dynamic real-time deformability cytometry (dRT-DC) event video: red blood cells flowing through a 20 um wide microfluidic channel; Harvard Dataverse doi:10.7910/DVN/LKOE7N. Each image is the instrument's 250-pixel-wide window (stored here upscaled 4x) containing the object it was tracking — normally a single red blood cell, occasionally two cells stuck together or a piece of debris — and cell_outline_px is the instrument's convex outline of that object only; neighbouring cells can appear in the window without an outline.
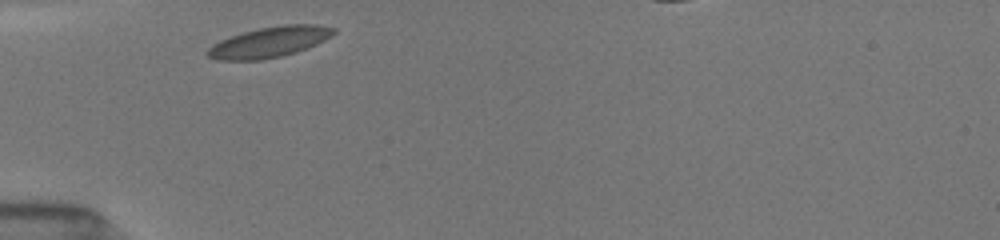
{"species": "common noctule bat (a hibernating species)", "species_latin": "Nyctalus noctula", "temperature_condition": "room temperature", "stored_images_in_passage": 4, "camera_frame_rate_fps": 3000, "um_per_image_px": 0.085, "animal": {"sex": "female", "body_mass_g": 19.5, "forearm_length_mm": 54.1}, "frame": {"image": 1, "passage_image": 1, "time_ms": 0.0, "image_size_px": [1000, 240], "cell_outline_px": [[336, 32], [332, 36], [316, 44], [296, 52], [280, 56], [260, 60], [216, 60], [208, 56], [204, 52], [212, 44], [220, 40], [244, 32], [260, 28], [284, 24], [316, 24], [336, 28]], "centroid_in_image_um": [22.9, 3.57], "position_along_channel_um": 62.1, "area_um2": 22.43}}
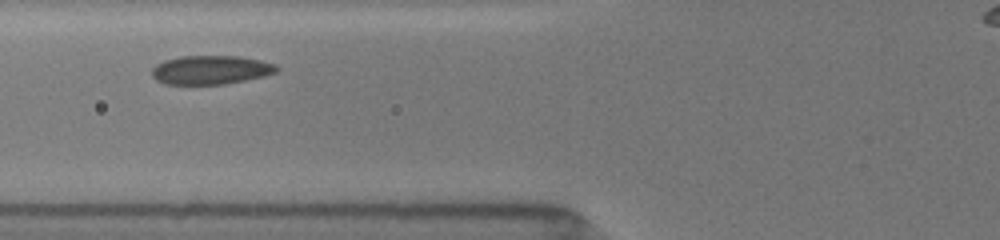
{"frame": {"image": 2, "passage_image": 3, "time_ms": 1.333, "image_size_px": [1000, 240], "cell_outline_px": [[280, 68], [276, 72], [264, 76], [224, 84], [164, 84], [156, 80], [152, 76], [152, 68], [156, 64], [164, 60], [180, 56], [236, 56], [260, 60], [276, 64]], "centroid_in_image_um": [17.9, 5.94], "position_along_channel_um": 107.9, "area_um2": 20.98}}